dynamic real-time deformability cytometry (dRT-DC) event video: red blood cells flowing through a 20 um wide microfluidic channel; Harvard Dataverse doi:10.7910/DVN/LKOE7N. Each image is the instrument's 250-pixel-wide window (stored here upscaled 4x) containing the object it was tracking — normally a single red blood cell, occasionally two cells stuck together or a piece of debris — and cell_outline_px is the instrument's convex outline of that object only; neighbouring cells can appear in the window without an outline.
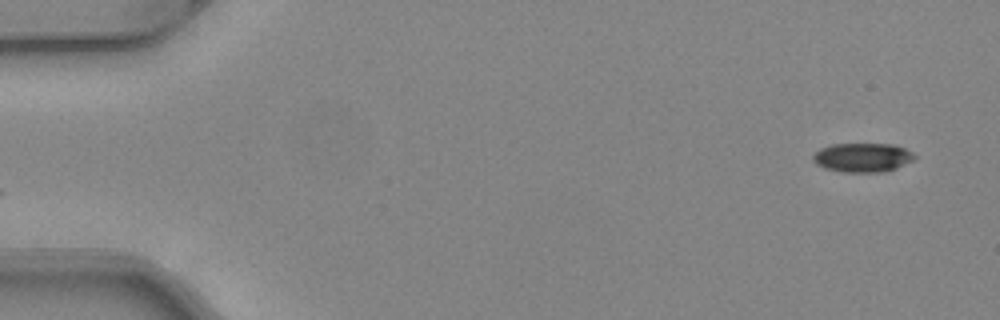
{"species": "common noctule bat (a hibernating species)", "species_latin": "Nyctalus noctula", "temperature_condition": "warm", "stored_images_in_passage": 49, "camera_frame_rate_fps": 3000, "um_per_image_px": 0.085, "animal": {"sex": "female", "body_mass_g": 24.6, "forearm_length_mm": 56.2}, "frame": {"image": 1, "passage_image": 1, "time_ms": 0.0, "image_size_px": [1000, 320], "cell_outline_px": [[916, 156], [912, 160], [896, 168], [884, 172], [840, 172], [824, 168], [816, 164], [812, 160], [812, 156], [820, 148], [832, 144], [892, 144], [904, 148], [912, 152]], "centroid_in_image_um": [73.28, 13.39], "position_along_channel_um": 11.7, "area_um2": 17.22}}
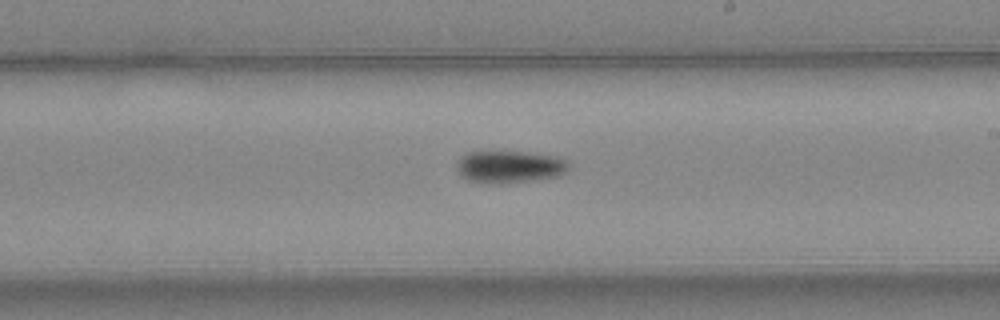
{"frame": {"image": 2, "passage_image": 28, "time_ms": 9.0, "image_size_px": [1000, 320], "cell_outline_px": [[568, 172], [560, 176], [532, 180], [500, 184], [488, 184], [468, 180], [456, 168], [456, 164], [460, 156], [468, 152], [524, 152], [560, 156], [568, 160]], "centroid_in_image_um": [43.36, 14.18], "position_along_channel_um": 245.6, "area_um2": 21.27}}
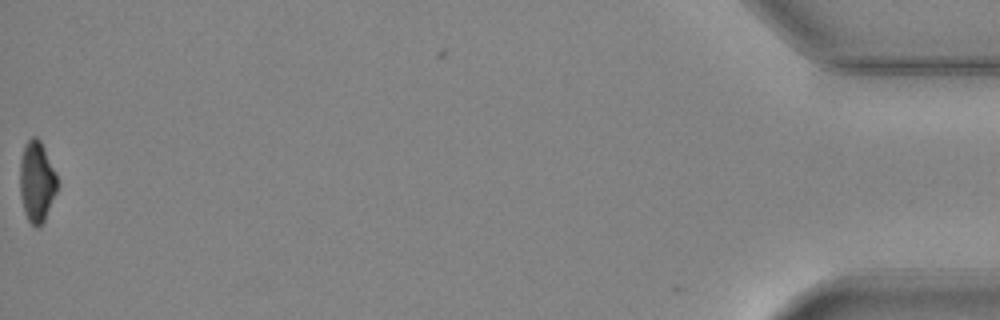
{"frame": {"image": 3, "passage_image": 49, "time_ms": 16.0, "image_size_px": [1000, 320], "cell_outline_px": [[60, 184], [44, 220], [40, 228], [36, 228], [28, 220], [24, 212], [20, 196], [20, 160], [24, 144], [32, 136], [36, 136], [40, 140], [56, 172]], "centroid_in_image_um": [3.13, 15.44], "position_along_channel_um": 432.1, "area_um2": 17.92}, "authors_computed_cell_mechanics": {"area_um2": 19.074, "velocity_mm_per_s": 4.0992, "shape_relaxation_time_tau1_ms": 5.194, "shape_relaxation_time_tau2_ms": null, "deformation_change_tau1": 0.1537, "deformation_change_tau2": null}}